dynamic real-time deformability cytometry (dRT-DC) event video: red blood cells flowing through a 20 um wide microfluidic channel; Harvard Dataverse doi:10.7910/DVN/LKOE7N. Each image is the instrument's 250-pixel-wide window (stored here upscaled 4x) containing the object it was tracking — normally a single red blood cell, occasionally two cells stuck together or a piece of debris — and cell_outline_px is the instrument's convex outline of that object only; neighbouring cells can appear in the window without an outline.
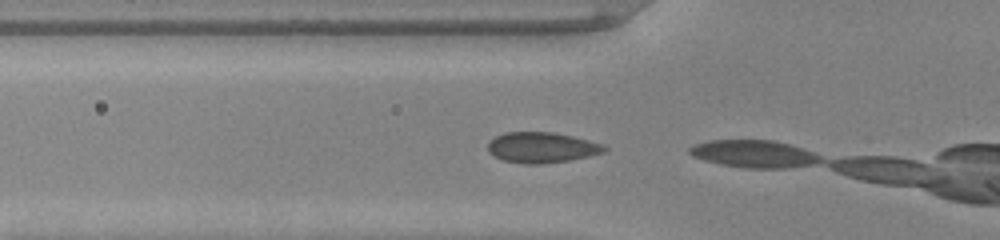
{"species": "common noctule bat (a hibernating species)", "species_latin": "Nyctalus noctula", "temperature_condition": "warm", "stored_images_in_passage": 3, "camera_frame_rate_fps": 3000, "um_per_image_px": 0.085, "animal": {"sex": "male", "body_mass_g": 20.0, "forearm_length_mm": 53.3}, "frame": {"image": 1, "passage_image": 2, "time_ms": 0.333, "image_size_px": [1000, 240], "cell_outline_px": [[608, 148], [604, 152], [588, 156], [568, 160], [540, 164], [524, 164], [504, 160], [488, 152], [488, 140], [504, 132], [552, 132], [572, 136], [604, 144]], "centroid_in_image_um": [46.03, 12.53], "position_along_channel_um": 79.8, "area_um2": 20.69}}